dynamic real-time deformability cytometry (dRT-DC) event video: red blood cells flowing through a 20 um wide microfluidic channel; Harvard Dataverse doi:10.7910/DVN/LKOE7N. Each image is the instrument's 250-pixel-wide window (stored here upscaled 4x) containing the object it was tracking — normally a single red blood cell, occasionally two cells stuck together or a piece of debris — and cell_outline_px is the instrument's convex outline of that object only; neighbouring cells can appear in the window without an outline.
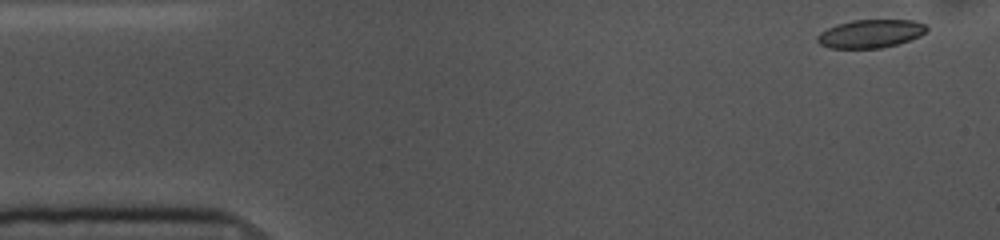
{"species": "common noctule bat (a hibernating species)", "species_latin": "Nyctalus noctula", "temperature_condition": "cold", "stored_images_in_passage": 50, "camera_frame_rate_fps": 3000, "um_per_image_px": 0.085, "animal": {"sex": "female", "body_mass_g": 10.0, "forearm_length_mm": 53.1}, "frame": {"image": 1, "passage_image": 1, "time_ms": 0.0, "image_size_px": [1000, 240], "cell_outline_px": [[928, 28], [920, 36], [896, 44], [880, 48], [828, 48], [820, 44], [816, 40], [816, 36], [820, 32], [836, 24], [852, 20], [912, 20], [924, 24]], "centroid_in_image_um": [73.94, 2.86], "position_along_channel_um": 11.1, "area_um2": 17.92}}
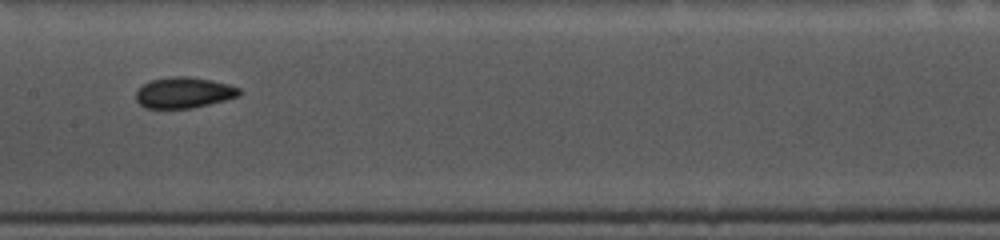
{"frame": {"image": 2, "passage_image": 24, "time_ms": 7.667, "image_size_px": [1000, 240], "cell_outline_px": [[240, 96], [192, 108], [144, 108], [136, 100], [136, 92], [144, 84], [152, 80], [172, 76], [188, 76], [212, 80], [228, 84], [240, 88]], "centroid_in_image_um": [15.63, 7.87], "position_along_channel_um": 191.8, "area_um2": 18.5}}
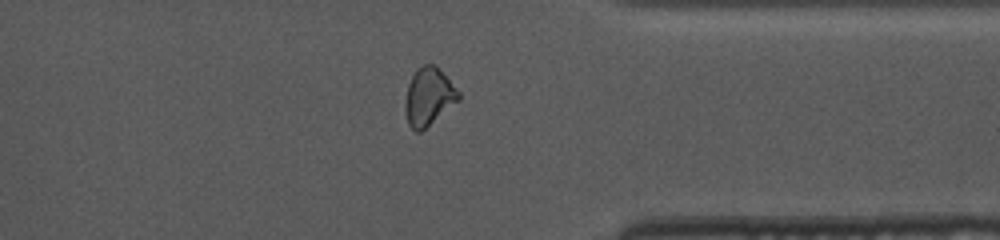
{"frame": {"image": 3, "passage_image": 40, "time_ms": 13.0, "image_size_px": [1000, 240], "cell_outline_px": [[460, 100], [420, 132], [416, 132], [408, 124], [404, 108], [404, 100], [408, 84], [416, 68], [424, 64], [436, 64], [440, 68], [460, 92]], "centroid_in_image_um": [36.43, 8.19], "position_along_channel_um": 375.0, "area_um2": 18.21}, "authors_computed_cell_mechanics": {"area_um2": 18.4093, "velocity_mm_per_s": 3.596, "shape_relaxation_time_tau1_ms": 4.5985, "shape_relaxation_time_tau2_ms": 2.4962, "deformation_change_tau1": 0.0979, "deformation_change_tau2": 0.0697}}